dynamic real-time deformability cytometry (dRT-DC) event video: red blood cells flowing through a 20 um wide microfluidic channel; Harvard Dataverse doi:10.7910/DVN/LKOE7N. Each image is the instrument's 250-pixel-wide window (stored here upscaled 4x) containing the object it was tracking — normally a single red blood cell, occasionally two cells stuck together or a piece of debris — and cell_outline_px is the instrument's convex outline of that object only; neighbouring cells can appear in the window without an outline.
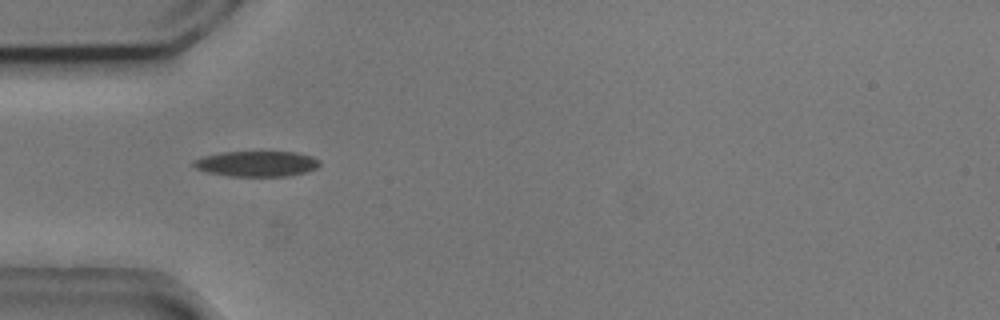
{"species": "common noctule bat (a hibernating species)", "species_latin": "Nyctalus noctula", "temperature_condition": "cold", "stored_images_in_passage": 2, "camera_frame_rate_fps": 3000, "um_per_image_px": 0.085, "animal": {"sex": "male", "body_mass_g": 20.5, "forearm_length_mm": 52.5}, "frame": {"image": 1, "passage_image": 1, "time_ms": 0.0, "image_size_px": [1000, 320], "cell_outline_px": [[320, 164], [316, 168], [308, 172], [288, 176], [228, 176], [208, 172], [196, 168], [192, 164], [192, 160], [204, 156], [224, 152], [296, 152], [312, 156], [320, 160]], "centroid_in_image_um": [21.84, 13.92], "position_along_channel_um": 63.2, "area_um2": 18.79}}